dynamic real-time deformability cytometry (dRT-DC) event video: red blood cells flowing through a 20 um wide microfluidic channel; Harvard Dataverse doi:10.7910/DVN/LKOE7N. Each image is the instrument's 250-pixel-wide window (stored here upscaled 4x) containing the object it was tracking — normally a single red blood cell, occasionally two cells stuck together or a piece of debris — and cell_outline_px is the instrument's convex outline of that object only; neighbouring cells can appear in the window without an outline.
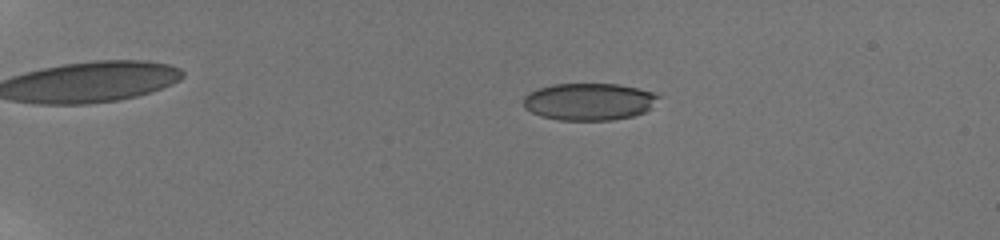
{"species": "human", "species_latin": "Homo sapiens", "temperature_condition": "room temperature", "stored_images_in_passage": 50, "camera_frame_rate_fps": 3000, "um_per_image_px": 0.085, "donor": {"sex": "male"}, "frame": {"image": 1, "passage_image": 7, "time_ms": 2.0, "image_size_px": [1000, 240], "cell_outline_px": [[660, 96], [652, 108], [644, 112], [632, 116], [612, 120], [560, 120], [540, 116], [524, 108], [524, 96], [528, 92], [536, 88], [552, 84], [620, 84], [652, 92]], "centroid_in_image_um": [50.05, 8.63], "position_along_channel_um": 35.0, "area_um2": 29.36}}
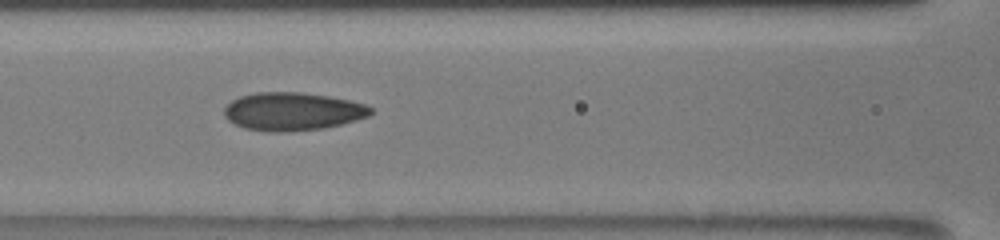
{"frame": {"image": 2, "passage_image": 23, "time_ms": 7.333, "image_size_px": [1000, 240], "cell_outline_px": [[372, 112], [368, 116], [356, 120], [324, 128], [288, 132], [268, 132], [244, 128], [228, 120], [224, 116], [224, 108], [232, 100], [240, 96], [256, 92], [300, 92], [328, 96], [348, 100], [364, 104], [372, 108]], "centroid_in_image_um": [24.84, 9.48], "position_along_channel_um": 141.8, "area_um2": 32.48}}
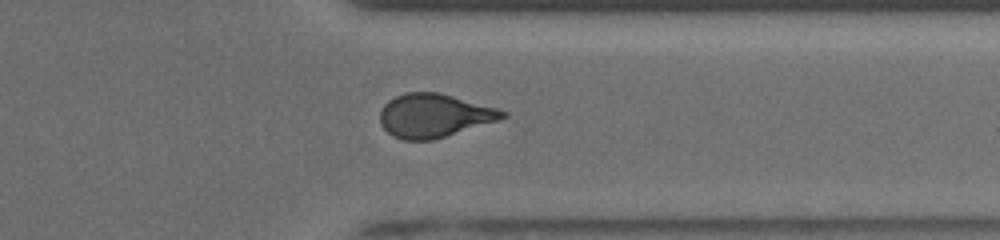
{"frame": {"image": 3, "passage_image": 41, "time_ms": 13.333, "image_size_px": [1000, 240], "cell_outline_px": [[508, 116], [496, 120], [432, 140], [404, 140], [392, 136], [380, 124], [380, 108], [388, 100], [404, 92], [440, 92], [496, 108], [508, 112]], "centroid_in_image_um": [36.84, 9.81], "position_along_channel_um": 374.6, "area_um2": 30.87}, "authors_computed_cell_mechanics": {"area_um2": 30.7785, "velocity_mm_per_s": 3.8723, "shape_relaxation_time_tau1_ms": null, "shape_relaxation_time_tau2_ms": 1.5777, "deformation_change_tau1": null, "deformation_change_tau2": 0.0914}}